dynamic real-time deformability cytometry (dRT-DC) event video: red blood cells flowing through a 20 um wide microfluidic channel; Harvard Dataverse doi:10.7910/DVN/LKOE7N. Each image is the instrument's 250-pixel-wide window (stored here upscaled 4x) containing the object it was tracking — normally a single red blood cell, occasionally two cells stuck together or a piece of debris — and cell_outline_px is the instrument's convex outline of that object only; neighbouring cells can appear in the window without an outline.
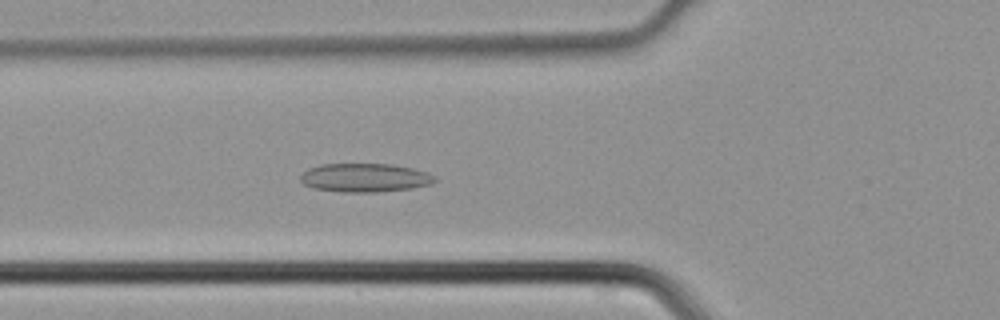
{"species": "common noctule bat (a hibernating species)", "species_latin": "Nyctalus noctula", "temperature_condition": "cold", "stored_images_in_passage": 34, "camera_frame_rate_fps": 3000, "um_per_image_px": 0.085, "animal": {"sex": "male", "body_mass_g": 21.5, "forearm_length_mm": 52.0}, "frame": {"image": 1, "passage_image": 6, "time_ms": 1.667, "image_size_px": [1000, 320], "cell_outline_px": [[436, 180], [432, 184], [412, 188], [376, 192], [340, 192], [312, 188], [304, 184], [300, 180], [300, 176], [308, 168], [320, 164], [392, 164], [412, 168], [428, 172], [436, 176]], "centroid_in_image_um": [31.02, 15.1], "position_along_channel_um": 94.8, "area_um2": 22.6}}
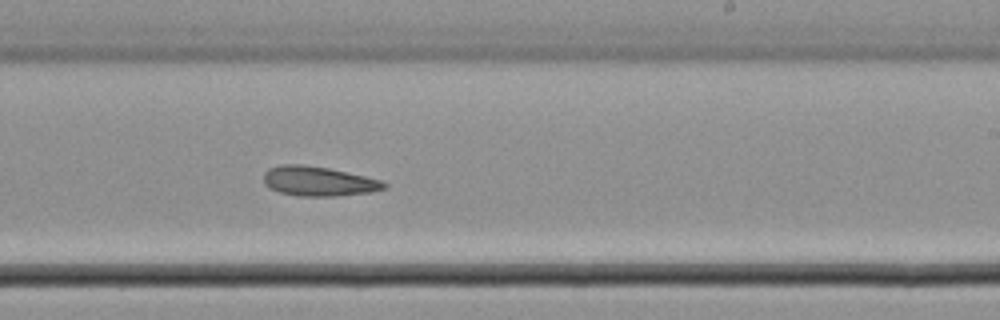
{"frame": {"image": 2, "passage_image": 17, "time_ms": 5.333, "image_size_px": [1000, 320], "cell_outline_px": [[388, 188], [372, 192], [336, 196], [296, 196], [280, 192], [264, 184], [264, 172], [268, 168], [280, 164], [304, 164], [328, 168], [348, 172], [380, 180], [388, 184]], "centroid_in_image_um": [27.08, 15.4], "position_along_channel_um": 261.9, "area_um2": 20.92}}
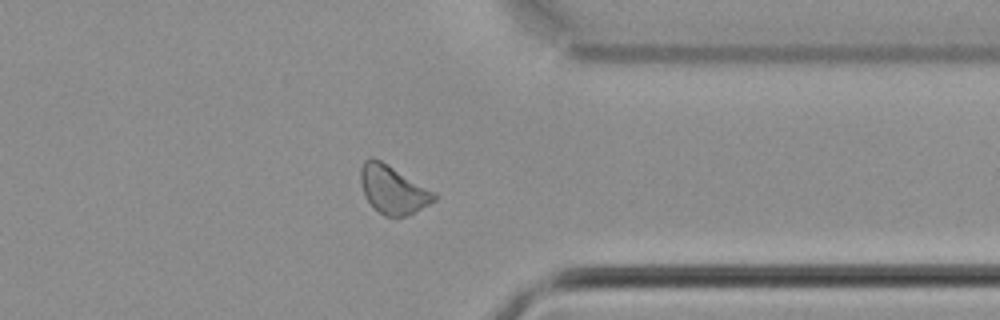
{"frame": {"image": 3, "passage_image": 25, "time_ms": 8.0, "image_size_px": [1000, 320], "cell_outline_px": [[436, 200], [408, 216], [384, 216], [368, 200], [364, 192], [360, 180], [360, 168], [364, 160], [372, 156], [380, 160], [436, 192]], "centroid_in_image_um": [33.41, 16.1], "position_along_channel_um": 378.0, "area_um2": 20.4}}